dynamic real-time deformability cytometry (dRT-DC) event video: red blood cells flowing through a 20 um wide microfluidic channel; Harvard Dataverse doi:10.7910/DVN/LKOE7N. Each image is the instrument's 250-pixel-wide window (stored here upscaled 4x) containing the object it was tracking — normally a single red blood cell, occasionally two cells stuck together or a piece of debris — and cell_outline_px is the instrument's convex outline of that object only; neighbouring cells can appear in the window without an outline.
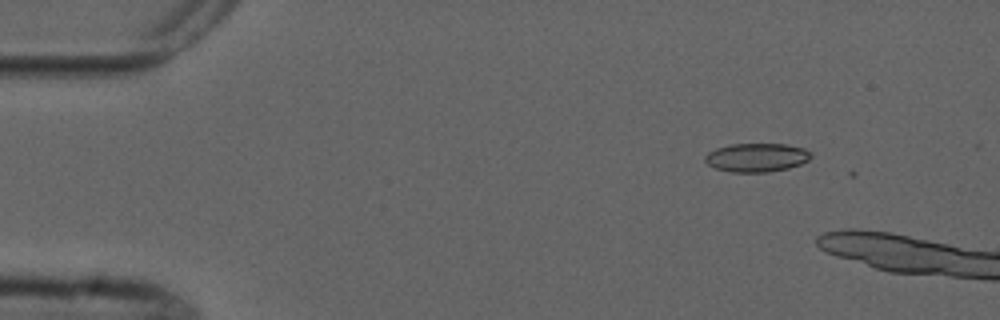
{"species": "common noctule bat (a hibernating species)", "species_latin": "Nyctalus noctula", "temperature_condition": "cold", "stored_images_in_passage": 2, "camera_frame_rate_fps": 3000, "um_per_image_px": 0.085, "animal": {"sex": "male", "forearm_length_mm": 52.5}, "frame": {"image": 1, "passage_image": 1, "time_ms": 0.0, "image_size_px": [1000, 320], "cell_outline_px": [[812, 156], [808, 160], [800, 164], [788, 168], [768, 172], [728, 172], [716, 168], [708, 164], [704, 160], [704, 156], [708, 152], [716, 148], [732, 144], [788, 144], [804, 148], [812, 152]], "centroid_in_image_um": [64.32, 13.38], "position_along_channel_um": 20.7, "area_um2": 17.8}}